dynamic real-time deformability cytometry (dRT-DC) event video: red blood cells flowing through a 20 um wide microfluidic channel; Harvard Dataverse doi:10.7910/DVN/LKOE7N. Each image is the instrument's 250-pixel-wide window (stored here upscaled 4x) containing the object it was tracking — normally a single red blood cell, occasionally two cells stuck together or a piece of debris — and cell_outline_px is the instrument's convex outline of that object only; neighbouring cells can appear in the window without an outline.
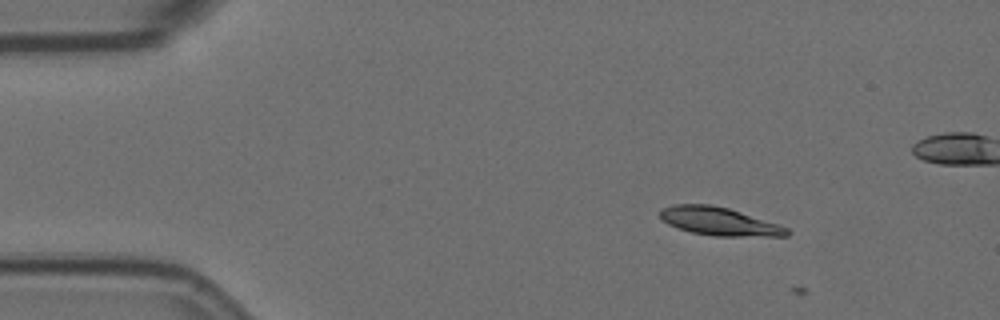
{"species": "Egyptian fruit bat (a non-hibernating species)", "species_latin": "Rousettus aegyptiacus", "temperature_condition": "room temperature", "stored_images_in_passage": 2, "camera_frame_rate_fps": 3000, "um_per_image_px": 0.085, "animal": {"sex": "female"}, "frame": {"image": 1, "passage_image": 1, "time_ms": 0.0, "image_size_px": [1000, 320], "cell_outline_px": [[792, 232], [788, 236], [716, 236], [692, 232], [668, 224], [660, 216], [660, 208], [672, 204], [708, 204], [728, 208], [788, 228]], "centroid_in_image_um": [61.11, 18.81], "position_along_channel_um": 23.9, "area_um2": 20.52}}